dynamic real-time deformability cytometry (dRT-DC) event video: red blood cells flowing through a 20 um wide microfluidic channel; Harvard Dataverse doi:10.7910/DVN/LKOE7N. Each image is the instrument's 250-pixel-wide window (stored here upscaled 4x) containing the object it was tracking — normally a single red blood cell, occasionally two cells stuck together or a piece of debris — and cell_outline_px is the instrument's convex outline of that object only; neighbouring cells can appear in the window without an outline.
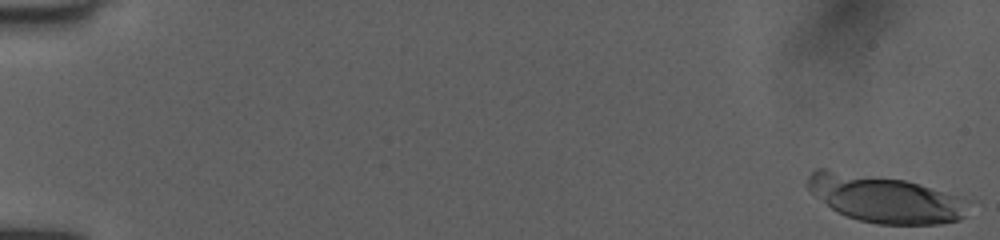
{"species": "human", "species_latin": "Homo sapiens", "temperature_condition": "room temperature", "stored_images_in_passage": 44, "camera_frame_rate_fps": 3000, "um_per_image_px": 0.085, "donor": {"sex": "female"}, "frame": {"image": 1, "passage_image": 1, "time_ms": 0.0, "image_size_px": [1000, 240], "cell_outline_px": [[976, 200], [964, 216], [960, 220], [940, 224], [876, 224], [860, 220], [836, 212], [816, 196], [804, 184], [808, 176], [816, 168], [824, 168], [904, 180], [920, 184], [964, 196]], "centroid_in_image_um": [75.31, 16.89], "position_along_channel_um": 9.7, "area_um2": 45.03}}
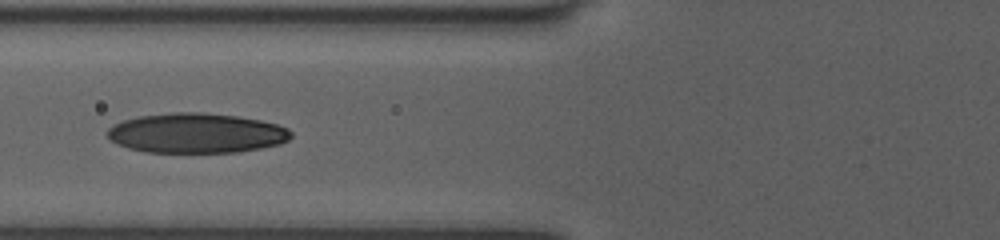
{"frame": {"image": 2, "passage_image": 22, "time_ms": 7.0, "image_size_px": [1000, 240], "cell_outline_px": [[292, 136], [288, 140], [280, 144], [260, 148], [236, 152], [144, 152], [128, 148], [116, 144], [108, 140], [108, 128], [112, 124], [124, 120], [140, 116], [172, 112], [200, 112], [236, 116], [260, 120], [276, 124], [288, 128], [292, 132]], "centroid_in_image_um": [16.66, 11.31], "position_along_channel_um": 109.1, "area_um2": 42.77}}
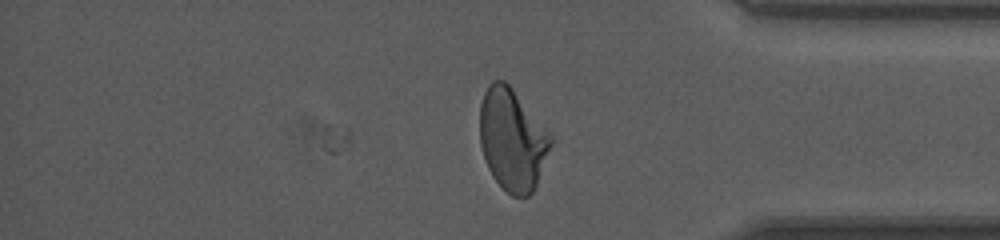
{"frame": {"image": 3, "passage_image": 44, "time_ms": 14.333, "image_size_px": [1000, 240], "cell_outline_px": [[556, 140], [536, 184], [532, 192], [528, 196], [512, 196], [492, 176], [484, 160], [480, 144], [480, 104], [484, 92], [488, 84], [492, 80], [504, 80], [512, 88]], "centroid_in_image_um": [43.56, 11.86], "position_along_channel_um": 391.6, "area_um2": 42.31}}